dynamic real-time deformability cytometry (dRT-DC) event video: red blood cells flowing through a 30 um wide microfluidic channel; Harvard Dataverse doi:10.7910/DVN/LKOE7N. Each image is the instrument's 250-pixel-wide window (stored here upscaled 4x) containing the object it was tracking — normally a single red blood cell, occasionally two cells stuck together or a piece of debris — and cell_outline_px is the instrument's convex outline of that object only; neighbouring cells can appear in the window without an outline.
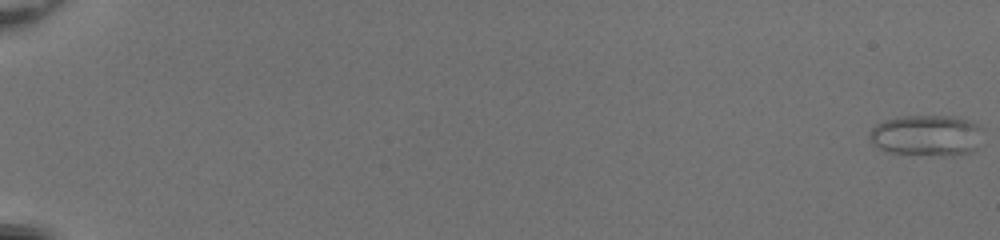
{"species": "common noctule bat (a hibernating species)", "species_latin": "Nyctalus noctula", "temperature_condition": "room temperature", "stored_images_in_passage": 53, "camera_frame_rate_fps": 3000, "um_per_image_px": 0.085, "animal": {"sex": "female", "body_mass_g": 20.0, "forearm_length_mm": 54.0}, "frame": {"image": 1, "passage_image": 1, "time_ms": 0.0, "image_size_px": [1000, 240], "cell_outline_px": [[984, 128], [976, 148], [972, 152], [888, 152], [872, 144], [868, 140], [868, 132], [876, 124], [884, 120], [896, 116], [952, 116], [968, 120]], "centroid_in_image_um": [78.7, 11.43], "position_along_channel_um": 6.3, "area_um2": 26.18}}
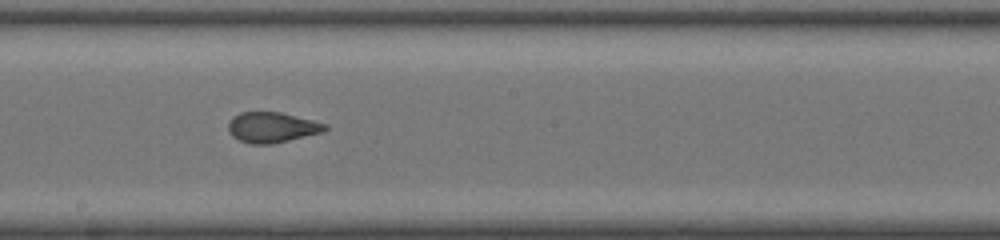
{"frame": {"image": 2, "passage_image": 33, "time_ms": 10.667, "image_size_px": [1000, 240], "cell_outline_px": [[328, 128], [324, 132], [272, 144], [252, 144], [240, 140], [232, 136], [228, 132], [228, 120], [232, 116], [240, 112], [280, 112], [328, 124]], "centroid_in_image_um": [23.1, 10.82], "position_along_channel_um": 225.1, "area_um2": 17.28}}
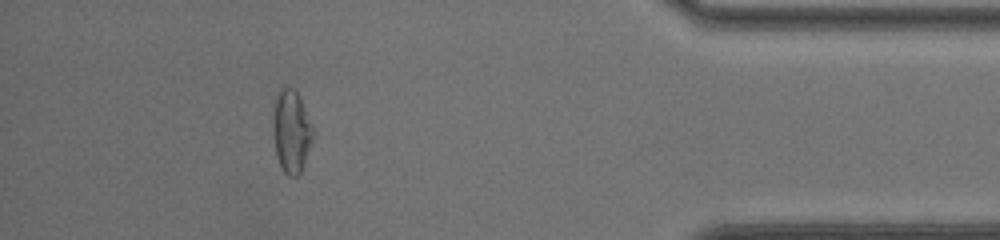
{"frame": {"image": 3, "passage_image": 49, "time_ms": 16.0, "image_size_px": [1000, 240], "cell_outline_px": [[316, 132], [300, 172], [296, 176], [288, 176], [284, 172], [276, 156], [272, 124], [272, 120], [276, 92], [280, 88], [296, 88], [300, 96]], "centroid_in_image_um": [24.77, 11.11], "position_along_channel_um": 410.4, "area_um2": 19.65}, "authors_computed_cell_mechanics": {"area_um2": 19.652, "velocity_mm_per_s": 4.167, "shape_relaxation_time_tau1_ms": null, "shape_relaxation_time_tau2_ms": 0.8294, "deformation_change_tau1": null, "deformation_change_tau2": 0.0773}}